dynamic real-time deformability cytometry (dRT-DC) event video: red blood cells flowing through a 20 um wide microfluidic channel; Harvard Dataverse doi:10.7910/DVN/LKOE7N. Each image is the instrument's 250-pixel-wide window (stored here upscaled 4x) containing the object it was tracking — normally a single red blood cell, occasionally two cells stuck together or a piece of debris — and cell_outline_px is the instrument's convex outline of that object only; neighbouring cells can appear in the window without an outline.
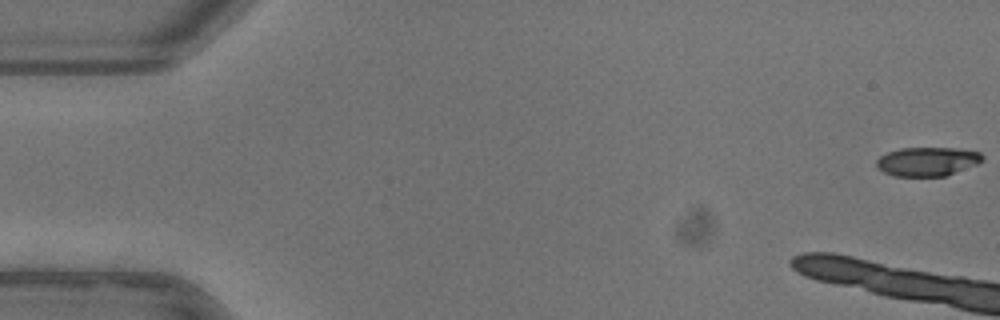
{"species": "common noctule bat (a hibernating species)", "species_latin": "Nyctalus noctula", "temperature_condition": "warm", "stored_images_in_passage": 12, "camera_frame_rate_fps": 3000, "um_per_image_px": 0.085, "animal": {"sex": "female"}, "frame": {"image": 1, "passage_image": 1, "time_ms": 0.0, "image_size_px": [1000, 320], "cell_outline_px": [[984, 160], [976, 164], [944, 176], [892, 176], [876, 168], [876, 160], [880, 156], [888, 152], [900, 148], [960, 148], [980, 152], [984, 156]], "centroid_in_image_um": [78.81, 13.72], "position_along_channel_um": 6.2, "area_um2": 17.92}}